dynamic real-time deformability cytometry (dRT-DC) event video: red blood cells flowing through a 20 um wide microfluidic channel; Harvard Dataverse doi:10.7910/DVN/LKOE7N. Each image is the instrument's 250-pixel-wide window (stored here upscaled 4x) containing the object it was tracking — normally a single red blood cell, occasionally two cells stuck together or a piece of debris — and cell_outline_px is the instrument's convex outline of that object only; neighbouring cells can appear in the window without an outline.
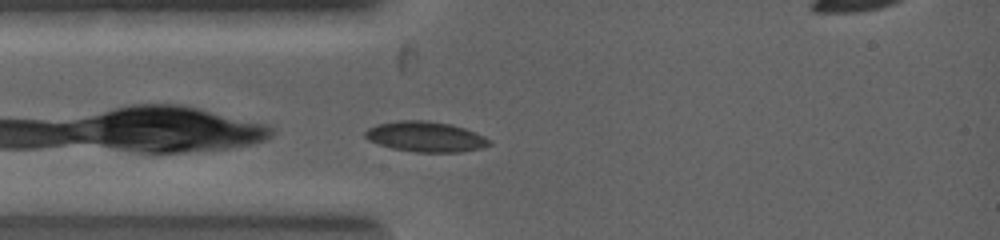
{"species": "common noctule bat (a hibernating species)", "species_latin": "Nyctalus noctula", "temperature_condition": "warm", "stored_images_in_passage": 3, "camera_frame_rate_fps": 5000, "um_per_image_px": 0.085, "animal": {"sex": "female", "body_mass_g": 19.0, "forearm_length_mm": 53.3}, "frame": {"image": 1, "passage_image": 1, "time_ms": 0.0, "image_size_px": [1000, 240], "cell_outline_px": [[492, 144], [480, 148], [460, 152], [416, 152], [392, 148], [368, 140], [364, 136], [364, 132], [368, 128], [376, 124], [396, 120], [428, 120], [452, 124], [476, 132], [492, 140]], "centroid_in_image_um": [36.18, 11.61], "position_along_channel_um": 48.8, "area_um2": 22.14}}